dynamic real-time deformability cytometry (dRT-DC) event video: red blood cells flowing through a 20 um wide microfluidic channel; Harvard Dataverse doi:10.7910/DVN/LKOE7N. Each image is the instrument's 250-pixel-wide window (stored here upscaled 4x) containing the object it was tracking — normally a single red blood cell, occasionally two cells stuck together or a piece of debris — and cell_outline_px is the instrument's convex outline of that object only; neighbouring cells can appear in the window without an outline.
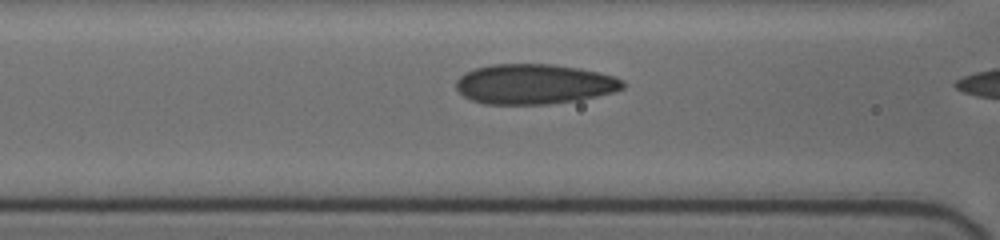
{"species": "human", "species_latin": "Homo sapiens", "temperature_condition": "cold", "stored_images_in_passage": 17, "camera_frame_rate_fps": 3000, "um_per_image_px": 0.085, "donor": {"sex": "female"}, "frame": {"image": 1, "passage_image": 15, "time_ms": 4.667, "image_size_px": [1000, 240], "cell_outline_px": [[624, 88], [612, 92], [580, 100], [548, 104], [484, 104], [472, 100], [464, 96], [456, 88], [456, 80], [464, 72], [476, 68], [492, 64], [552, 64], [580, 68], [600, 72], [624, 80]], "centroid_in_image_um": [45.4, 7.14], "position_along_channel_um": 121.2, "area_um2": 39.02}}